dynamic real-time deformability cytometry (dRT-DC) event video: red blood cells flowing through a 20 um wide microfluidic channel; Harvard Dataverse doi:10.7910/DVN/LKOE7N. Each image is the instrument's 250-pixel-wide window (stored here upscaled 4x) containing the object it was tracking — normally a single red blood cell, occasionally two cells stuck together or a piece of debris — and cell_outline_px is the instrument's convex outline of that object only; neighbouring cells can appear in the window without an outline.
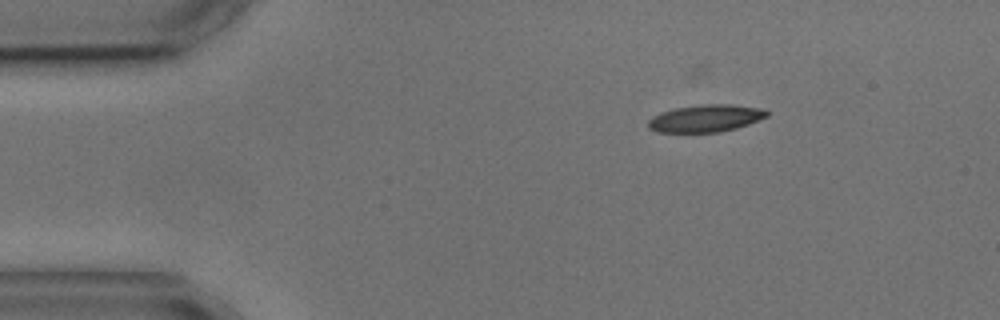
{"species": "common noctule bat (a hibernating species)", "species_latin": "Nyctalus noctula", "temperature_condition": "cold", "stored_images_in_passage": 3, "camera_frame_rate_fps": 3000, "um_per_image_px": 0.085, "animal": {"sex": "male", "body_mass_g": 17.9, "forearm_length_mm": 54.2}, "frame": {"image": 1, "passage_image": 1, "time_ms": 0.0, "image_size_px": [1000, 320], "cell_outline_px": [[768, 116], [748, 124], [736, 128], [720, 132], [656, 132], [648, 128], [648, 120], [652, 116], [660, 112], [676, 108], [704, 104], [732, 104], [764, 108], [768, 112]], "centroid_in_image_um": [59.98, 10.05], "position_along_channel_um": 25.0, "area_um2": 18.96}}